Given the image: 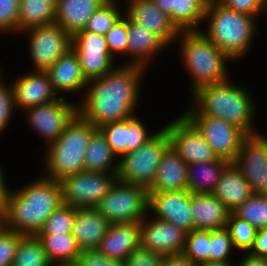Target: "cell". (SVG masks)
Here are the masks:
<instances>
[{
	"instance_id": "cell-1",
	"label": "cell",
	"mask_w": 267,
	"mask_h": 266,
	"mask_svg": "<svg viewBox=\"0 0 267 266\" xmlns=\"http://www.w3.org/2000/svg\"><path fill=\"white\" fill-rule=\"evenodd\" d=\"M148 70L119 63L103 77L89 80L78 102V113L97 128L137 115L141 84Z\"/></svg>"
},
{
	"instance_id": "cell-2",
	"label": "cell",
	"mask_w": 267,
	"mask_h": 266,
	"mask_svg": "<svg viewBox=\"0 0 267 266\" xmlns=\"http://www.w3.org/2000/svg\"><path fill=\"white\" fill-rule=\"evenodd\" d=\"M33 180L22 187H11L4 202V227L24 236L37 235L46 219L63 204L60 182L41 174Z\"/></svg>"
},
{
	"instance_id": "cell-3",
	"label": "cell",
	"mask_w": 267,
	"mask_h": 266,
	"mask_svg": "<svg viewBox=\"0 0 267 266\" xmlns=\"http://www.w3.org/2000/svg\"><path fill=\"white\" fill-rule=\"evenodd\" d=\"M233 82L229 78L197 89L191 94L193 103L181 114L214 116L235 125L247 135L260 133L261 130L255 125L256 113H259L256 99L246 86Z\"/></svg>"
},
{
	"instance_id": "cell-4",
	"label": "cell",
	"mask_w": 267,
	"mask_h": 266,
	"mask_svg": "<svg viewBox=\"0 0 267 266\" xmlns=\"http://www.w3.org/2000/svg\"><path fill=\"white\" fill-rule=\"evenodd\" d=\"M256 20L252 15L239 13L209 0L203 21V25H207L199 31L236 62L245 58L251 50L260 30Z\"/></svg>"
},
{
	"instance_id": "cell-5",
	"label": "cell",
	"mask_w": 267,
	"mask_h": 266,
	"mask_svg": "<svg viewBox=\"0 0 267 266\" xmlns=\"http://www.w3.org/2000/svg\"><path fill=\"white\" fill-rule=\"evenodd\" d=\"M176 42L182 69L191 77V94L203 86L232 78L228 72V63L233 64L232 60L200 31H181Z\"/></svg>"
},
{
	"instance_id": "cell-6",
	"label": "cell",
	"mask_w": 267,
	"mask_h": 266,
	"mask_svg": "<svg viewBox=\"0 0 267 266\" xmlns=\"http://www.w3.org/2000/svg\"><path fill=\"white\" fill-rule=\"evenodd\" d=\"M97 129L79 113L69 122L64 132L43 152L42 175L54 181L84 171V160L92 133Z\"/></svg>"
},
{
	"instance_id": "cell-7",
	"label": "cell",
	"mask_w": 267,
	"mask_h": 266,
	"mask_svg": "<svg viewBox=\"0 0 267 266\" xmlns=\"http://www.w3.org/2000/svg\"><path fill=\"white\" fill-rule=\"evenodd\" d=\"M169 146V136L161 127L146 144L118 158L116 180L141 185L148 189L156 177L161 158Z\"/></svg>"
},
{
	"instance_id": "cell-8",
	"label": "cell",
	"mask_w": 267,
	"mask_h": 266,
	"mask_svg": "<svg viewBox=\"0 0 267 266\" xmlns=\"http://www.w3.org/2000/svg\"><path fill=\"white\" fill-rule=\"evenodd\" d=\"M95 209L111 224L140 222L148 214V189L116 180Z\"/></svg>"
},
{
	"instance_id": "cell-9",
	"label": "cell",
	"mask_w": 267,
	"mask_h": 266,
	"mask_svg": "<svg viewBox=\"0 0 267 266\" xmlns=\"http://www.w3.org/2000/svg\"><path fill=\"white\" fill-rule=\"evenodd\" d=\"M19 35L28 37L30 67L34 71H46L71 48V36L55 23L31 27Z\"/></svg>"
},
{
	"instance_id": "cell-10",
	"label": "cell",
	"mask_w": 267,
	"mask_h": 266,
	"mask_svg": "<svg viewBox=\"0 0 267 266\" xmlns=\"http://www.w3.org/2000/svg\"><path fill=\"white\" fill-rule=\"evenodd\" d=\"M61 97L53 102L33 106L23 111L24 121L48 146L64 132L66 126L78 113V102Z\"/></svg>"
},
{
	"instance_id": "cell-11",
	"label": "cell",
	"mask_w": 267,
	"mask_h": 266,
	"mask_svg": "<svg viewBox=\"0 0 267 266\" xmlns=\"http://www.w3.org/2000/svg\"><path fill=\"white\" fill-rule=\"evenodd\" d=\"M116 181L115 174L78 172L60 180L63 204L95 208Z\"/></svg>"
},
{
	"instance_id": "cell-12",
	"label": "cell",
	"mask_w": 267,
	"mask_h": 266,
	"mask_svg": "<svg viewBox=\"0 0 267 266\" xmlns=\"http://www.w3.org/2000/svg\"><path fill=\"white\" fill-rule=\"evenodd\" d=\"M204 137L219 158L234 162L243 140L244 131L223 119L208 115H183Z\"/></svg>"
},
{
	"instance_id": "cell-13",
	"label": "cell",
	"mask_w": 267,
	"mask_h": 266,
	"mask_svg": "<svg viewBox=\"0 0 267 266\" xmlns=\"http://www.w3.org/2000/svg\"><path fill=\"white\" fill-rule=\"evenodd\" d=\"M82 72L89 81L109 73L118 61L110 54L104 35L81 30L71 37Z\"/></svg>"
},
{
	"instance_id": "cell-14",
	"label": "cell",
	"mask_w": 267,
	"mask_h": 266,
	"mask_svg": "<svg viewBox=\"0 0 267 266\" xmlns=\"http://www.w3.org/2000/svg\"><path fill=\"white\" fill-rule=\"evenodd\" d=\"M177 116L162 128L169 136L170 147L180 158L187 165L218 160L219 157L197 129L181 113Z\"/></svg>"
},
{
	"instance_id": "cell-15",
	"label": "cell",
	"mask_w": 267,
	"mask_h": 266,
	"mask_svg": "<svg viewBox=\"0 0 267 266\" xmlns=\"http://www.w3.org/2000/svg\"><path fill=\"white\" fill-rule=\"evenodd\" d=\"M247 180L252 194H267V135H248L233 162Z\"/></svg>"
},
{
	"instance_id": "cell-16",
	"label": "cell",
	"mask_w": 267,
	"mask_h": 266,
	"mask_svg": "<svg viewBox=\"0 0 267 266\" xmlns=\"http://www.w3.org/2000/svg\"><path fill=\"white\" fill-rule=\"evenodd\" d=\"M190 204L191 192L188 190L148 192V214L187 233L194 229Z\"/></svg>"
},
{
	"instance_id": "cell-17",
	"label": "cell",
	"mask_w": 267,
	"mask_h": 266,
	"mask_svg": "<svg viewBox=\"0 0 267 266\" xmlns=\"http://www.w3.org/2000/svg\"><path fill=\"white\" fill-rule=\"evenodd\" d=\"M186 234L174 224L149 214L140 221V247L163 256L182 255Z\"/></svg>"
},
{
	"instance_id": "cell-18",
	"label": "cell",
	"mask_w": 267,
	"mask_h": 266,
	"mask_svg": "<svg viewBox=\"0 0 267 266\" xmlns=\"http://www.w3.org/2000/svg\"><path fill=\"white\" fill-rule=\"evenodd\" d=\"M138 115L99 127L105 135L112 152L118 158L146 144L161 129L159 128L155 132L151 131V128Z\"/></svg>"
},
{
	"instance_id": "cell-19",
	"label": "cell",
	"mask_w": 267,
	"mask_h": 266,
	"mask_svg": "<svg viewBox=\"0 0 267 266\" xmlns=\"http://www.w3.org/2000/svg\"><path fill=\"white\" fill-rule=\"evenodd\" d=\"M16 110L25 109L58 100L61 96L54 90L53 84L45 71L29 70L10 82Z\"/></svg>"
},
{
	"instance_id": "cell-20",
	"label": "cell",
	"mask_w": 267,
	"mask_h": 266,
	"mask_svg": "<svg viewBox=\"0 0 267 266\" xmlns=\"http://www.w3.org/2000/svg\"><path fill=\"white\" fill-rule=\"evenodd\" d=\"M124 15L159 36L168 46L175 44L180 30L170 17L162 12L151 0H125Z\"/></svg>"
},
{
	"instance_id": "cell-21",
	"label": "cell",
	"mask_w": 267,
	"mask_h": 266,
	"mask_svg": "<svg viewBox=\"0 0 267 266\" xmlns=\"http://www.w3.org/2000/svg\"><path fill=\"white\" fill-rule=\"evenodd\" d=\"M45 72L59 96L65 97L70 93H72L71 95L75 93L78 94L75 96L79 99L77 102L82 99L88 80L84 76L78 56L72 48L57 59Z\"/></svg>"
},
{
	"instance_id": "cell-22",
	"label": "cell",
	"mask_w": 267,
	"mask_h": 266,
	"mask_svg": "<svg viewBox=\"0 0 267 266\" xmlns=\"http://www.w3.org/2000/svg\"><path fill=\"white\" fill-rule=\"evenodd\" d=\"M127 61L122 64L142 65L147 69L155 62L160 52L169 46L155 33L127 18ZM159 54V55H158ZM154 60V61H153Z\"/></svg>"
},
{
	"instance_id": "cell-23",
	"label": "cell",
	"mask_w": 267,
	"mask_h": 266,
	"mask_svg": "<svg viewBox=\"0 0 267 266\" xmlns=\"http://www.w3.org/2000/svg\"><path fill=\"white\" fill-rule=\"evenodd\" d=\"M140 247V222L110 224L97 249L106 257L125 261Z\"/></svg>"
},
{
	"instance_id": "cell-24",
	"label": "cell",
	"mask_w": 267,
	"mask_h": 266,
	"mask_svg": "<svg viewBox=\"0 0 267 266\" xmlns=\"http://www.w3.org/2000/svg\"><path fill=\"white\" fill-rule=\"evenodd\" d=\"M191 211L196 230H218L227 225L230 211L212 193H191Z\"/></svg>"
},
{
	"instance_id": "cell-25",
	"label": "cell",
	"mask_w": 267,
	"mask_h": 266,
	"mask_svg": "<svg viewBox=\"0 0 267 266\" xmlns=\"http://www.w3.org/2000/svg\"><path fill=\"white\" fill-rule=\"evenodd\" d=\"M110 224L95 208H77L72 235L81 250L97 249Z\"/></svg>"
},
{
	"instance_id": "cell-26",
	"label": "cell",
	"mask_w": 267,
	"mask_h": 266,
	"mask_svg": "<svg viewBox=\"0 0 267 266\" xmlns=\"http://www.w3.org/2000/svg\"><path fill=\"white\" fill-rule=\"evenodd\" d=\"M188 190V165L168 147L159 164L156 177L148 192Z\"/></svg>"
},
{
	"instance_id": "cell-27",
	"label": "cell",
	"mask_w": 267,
	"mask_h": 266,
	"mask_svg": "<svg viewBox=\"0 0 267 266\" xmlns=\"http://www.w3.org/2000/svg\"><path fill=\"white\" fill-rule=\"evenodd\" d=\"M106 0H57L55 24L71 37L84 30L89 18Z\"/></svg>"
},
{
	"instance_id": "cell-28",
	"label": "cell",
	"mask_w": 267,
	"mask_h": 266,
	"mask_svg": "<svg viewBox=\"0 0 267 266\" xmlns=\"http://www.w3.org/2000/svg\"><path fill=\"white\" fill-rule=\"evenodd\" d=\"M212 194L220 199L230 212H233L252 195V192L240 169L230 162L222 172Z\"/></svg>"
},
{
	"instance_id": "cell-29",
	"label": "cell",
	"mask_w": 267,
	"mask_h": 266,
	"mask_svg": "<svg viewBox=\"0 0 267 266\" xmlns=\"http://www.w3.org/2000/svg\"><path fill=\"white\" fill-rule=\"evenodd\" d=\"M118 157L112 152L105 135L97 128L91 135L84 160V171L117 174Z\"/></svg>"
},
{
	"instance_id": "cell-30",
	"label": "cell",
	"mask_w": 267,
	"mask_h": 266,
	"mask_svg": "<svg viewBox=\"0 0 267 266\" xmlns=\"http://www.w3.org/2000/svg\"><path fill=\"white\" fill-rule=\"evenodd\" d=\"M230 162L219 158L211 162H196L188 165V191L213 193L220 176Z\"/></svg>"
},
{
	"instance_id": "cell-31",
	"label": "cell",
	"mask_w": 267,
	"mask_h": 266,
	"mask_svg": "<svg viewBox=\"0 0 267 266\" xmlns=\"http://www.w3.org/2000/svg\"><path fill=\"white\" fill-rule=\"evenodd\" d=\"M36 236L53 265L76 264L81 249L72 233L37 234Z\"/></svg>"
},
{
	"instance_id": "cell-32",
	"label": "cell",
	"mask_w": 267,
	"mask_h": 266,
	"mask_svg": "<svg viewBox=\"0 0 267 266\" xmlns=\"http://www.w3.org/2000/svg\"><path fill=\"white\" fill-rule=\"evenodd\" d=\"M57 0H20L19 33L55 23Z\"/></svg>"
},
{
	"instance_id": "cell-33",
	"label": "cell",
	"mask_w": 267,
	"mask_h": 266,
	"mask_svg": "<svg viewBox=\"0 0 267 266\" xmlns=\"http://www.w3.org/2000/svg\"><path fill=\"white\" fill-rule=\"evenodd\" d=\"M208 1L175 0L173 23L180 31H199L204 21Z\"/></svg>"
},
{
	"instance_id": "cell-34",
	"label": "cell",
	"mask_w": 267,
	"mask_h": 266,
	"mask_svg": "<svg viewBox=\"0 0 267 266\" xmlns=\"http://www.w3.org/2000/svg\"><path fill=\"white\" fill-rule=\"evenodd\" d=\"M13 266H53L36 235L22 236Z\"/></svg>"
},
{
	"instance_id": "cell-35",
	"label": "cell",
	"mask_w": 267,
	"mask_h": 266,
	"mask_svg": "<svg viewBox=\"0 0 267 266\" xmlns=\"http://www.w3.org/2000/svg\"><path fill=\"white\" fill-rule=\"evenodd\" d=\"M120 5L118 0H106L89 18L84 30L105 35L124 15V5Z\"/></svg>"
},
{
	"instance_id": "cell-36",
	"label": "cell",
	"mask_w": 267,
	"mask_h": 266,
	"mask_svg": "<svg viewBox=\"0 0 267 266\" xmlns=\"http://www.w3.org/2000/svg\"><path fill=\"white\" fill-rule=\"evenodd\" d=\"M233 213L257 230L267 227V194H252Z\"/></svg>"
},
{
	"instance_id": "cell-37",
	"label": "cell",
	"mask_w": 267,
	"mask_h": 266,
	"mask_svg": "<svg viewBox=\"0 0 267 266\" xmlns=\"http://www.w3.org/2000/svg\"><path fill=\"white\" fill-rule=\"evenodd\" d=\"M226 228L229 230L233 245L239 254L249 252L254 244L257 229L246 220L230 212Z\"/></svg>"
},
{
	"instance_id": "cell-38",
	"label": "cell",
	"mask_w": 267,
	"mask_h": 266,
	"mask_svg": "<svg viewBox=\"0 0 267 266\" xmlns=\"http://www.w3.org/2000/svg\"><path fill=\"white\" fill-rule=\"evenodd\" d=\"M210 230H196L186 234L182 255L195 264L209 262Z\"/></svg>"
},
{
	"instance_id": "cell-39",
	"label": "cell",
	"mask_w": 267,
	"mask_h": 266,
	"mask_svg": "<svg viewBox=\"0 0 267 266\" xmlns=\"http://www.w3.org/2000/svg\"><path fill=\"white\" fill-rule=\"evenodd\" d=\"M235 250L229 230L226 227L210 231L209 262L233 263L232 254L238 253Z\"/></svg>"
},
{
	"instance_id": "cell-40",
	"label": "cell",
	"mask_w": 267,
	"mask_h": 266,
	"mask_svg": "<svg viewBox=\"0 0 267 266\" xmlns=\"http://www.w3.org/2000/svg\"><path fill=\"white\" fill-rule=\"evenodd\" d=\"M76 209L71 205L62 204L46 219L38 234L72 233Z\"/></svg>"
},
{
	"instance_id": "cell-41",
	"label": "cell",
	"mask_w": 267,
	"mask_h": 266,
	"mask_svg": "<svg viewBox=\"0 0 267 266\" xmlns=\"http://www.w3.org/2000/svg\"><path fill=\"white\" fill-rule=\"evenodd\" d=\"M104 36L110 54L118 61L122 57L127 60V17L123 15Z\"/></svg>"
},
{
	"instance_id": "cell-42",
	"label": "cell",
	"mask_w": 267,
	"mask_h": 266,
	"mask_svg": "<svg viewBox=\"0 0 267 266\" xmlns=\"http://www.w3.org/2000/svg\"><path fill=\"white\" fill-rule=\"evenodd\" d=\"M19 4L20 0H0V35L19 36Z\"/></svg>"
},
{
	"instance_id": "cell-43",
	"label": "cell",
	"mask_w": 267,
	"mask_h": 266,
	"mask_svg": "<svg viewBox=\"0 0 267 266\" xmlns=\"http://www.w3.org/2000/svg\"><path fill=\"white\" fill-rule=\"evenodd\" d=\"M5 78L4 75L0 78V137L10 126L14 113L18 112L14 105L11 84Z\"/></svg>"
},
{
	"instance_id": "cell-44",
	"label": "cell",
	"mask_w": 267,
	"mask_h": 266,
	"mask_svg": "<svg viewBox=\"0 0 267 266\" xmlns=\"http://www.w3.org/2000/svg\"><path fill=\"white\" fill-rule=\"evenodd\" d=\"M222 7H227L239 13L252 15L258 19L263 14L267 16V0H212Z\"/></svg>"
},
{
	"instance_id": "cell-45",
	"label": "cell",
	"mask_w": 267,
	"mask_h": 266,
	"mask_svg": "<svg viewBox=\"0 0 267 266\" xmlns=\"http://www.w3.org/2000/svg\"><path fill=\"white\" fill-rule=\"evenodd\" d=\"M23 235L3 227L0 230V266H13L17 247Z\"/></svg>"
},
{
	"instance_id": "cell-46",
	"label": "cell",
	"mask_w": 267,
	"mask_h": 266,
	"mask_svg": "<svg viewBox=\"0 0 267 266\" xmlns=\"http://www.w3.org/2000/svg\"><path fill=\"white\" fill-rule=\"evenodd\" d=\"M76 266H124L121 260L106 257L98 249L81 250Z\"/></svg>"
},
{
	"instance_id": "cell-47",
	"label": "cell",
	"mask_w": 267,
	"mask_h": 266,
	"mask_svg": "<svg viewBox=\"0 0 267 266\" xmlns=\"http://www.w3.org/2000/svg\"><path fill=\"white\" fill-rule=\"evenodd\" d=\"M164 256L138 247L124 261V266H162Z\"/></svg>"
},
{
	"instance_id": "cell-48",
	"label": "cell",
	"mask_w": 267,
	"mask_h": 266,
	"mask_svg": "<svg viewBox=\"0 0 267 266\" xmlns=\"http://www.w3.org/2000/svg\"><path fill=\"white\" fill-rule=\"evenodd\" d=\"M249 253L259 257L267 255V227L257 230L254 244Z\"/></svg>"
},
{
	"instance_id": "cell-49",
	"label": "cell",
	"mask_w": 267,
	"mask_h": 266,
	"mask_svg": "<svg viewBox=\"0 0 267 266\" xmlns=\"http://www.w3.org/2000/svg\"><path fill=\"white\" fill-rule=\"evenodd\" d=\"M243 256L240 255V259L237 263L234 261L233 266H265L263 257L254 256L249 252H242Z\"/></svg>"
},
{
	"instance_id": "cell-50",
	"label": "cell",
	"mask_w": 267,
	"mask_h": 266,
	"mask_svg": "<svg viewBox=\"0 0 267 266\" xmlns=\"http://www.w3.org/2000/svg\"><path fill=\"white\" fill-rule=\"evenodd\" d=\"M162 266H198L183 255L164 256Z\"/></svg>"
},
{
	"instance_id": "cell-51",
	"label": "cell",
	"mask_w": 267,
	"mask_h": 266,
	"mask_svg": "<svg viewBox=\"0 0 267 266\" xmlns=\"http://www.w3.org/2000/svg\"><path fill=\"white\" fill-rule=\"evenodd\" d=\"M162 12L167 14L173 22V7L175 0H151Z\"/></svg>"
},
{
	"instance_id": "cell-52",
	"label": "cell",
	"mask_w": 267,
	"mask_h": 266,
	"mask_svg": "<svg viewBox=\"0 0 267 266\" xmlns=\"http://www.w3.org/2000/svg\"><path fill=\"white\" fill-rule=\"evenodd\" d=\"M4 169L1 168V165H0V203H4L7 196L9 195L10 193V186L7 185L8 181H5L6 179V173H4L3 171Z\"/></svg>"
},
{
	"instance_id": "cell-53",
	"label": "cell",
	"mask_w": 267,
	"mask_h": 266,
	"mask_svg": "<svg viewBox=\"0 0 267 266\" xmlns=\"http://www.w3.org/2000/svg\"><path fill=\"white\" fill-rule=\"evenodd\" d=\"M198 266H233V263L226 262H203L198 264Z\"/></svg>"
},
{
	"instance_id": "cell-54",
	"label": "cell",
	"mask_w": 267,
	"mask_h": 266,
	"mask_svg": "<svg viewBox=\"0 0 267 266\" xmlns=\"http://www.w3.org/2000/svg\"><path fill=\"white\" fill-rule=\"evenodd\" d=\"M4 227V203H0V230Z\"/></svg>"
},
{
	"instance_id": "cell-55",
	"label": "cell",
	"mask_w": 267,
	"mask_h": 266,
	"mask_svg": "<svg viewBox=\"0 0 267 266\" xmlns=\"http://www.w3.org/2000/svg\"><path fill=\"white\" fill-rule=\"evenodd\" d=\"M1 66H2V65H0V67H1ZM3 68H4V67H1V68H0V78L4 75V74H2V73L4 72V71H3V70H4Z\"/></svg>"
},
{
	"instance_id": "cell-56",
	"label": "cell",
	"mask_w": 267,
	"mask_h": 266,
	"mask_svg": "<svg viewBox=\"0 0 267 266\" xmlns=\"http://www.w3.org/2000/svg\"><path fill=\"white\" fill-rule=\"evenodd\" d=\"M53 266H76L75 264H66V265H53Z\"/></svg>"
},
{
	"instance_id": "cell-57",
	"label": "cell",
	"mask_w": 267,
	"mask_h": 266,
	"mask_svg": "<svg viewBox=\"0 0 267 266\" xmlns=\"http://www.w3.org/2000/svg\"><path fill=\"white\" fill-rule=\"evenodd\" d=\"M264 261H265V266H267V255L263 257Z\"/></svg>"
}]
</instances>
